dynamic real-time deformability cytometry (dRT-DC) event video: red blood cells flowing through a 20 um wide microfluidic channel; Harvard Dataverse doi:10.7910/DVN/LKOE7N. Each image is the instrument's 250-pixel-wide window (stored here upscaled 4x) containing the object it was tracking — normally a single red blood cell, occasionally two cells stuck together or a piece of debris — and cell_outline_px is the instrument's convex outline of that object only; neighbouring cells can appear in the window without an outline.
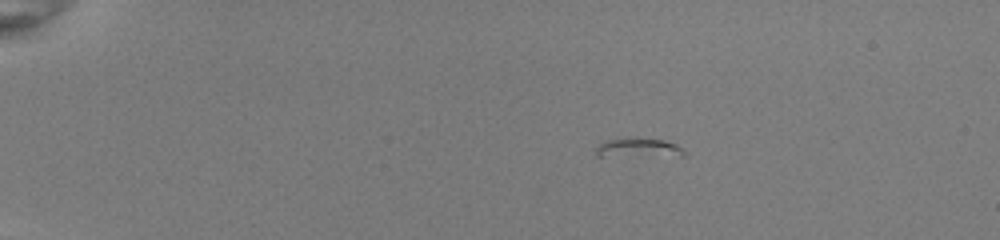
{"species": "common noctule bat (a hibernating species)", "species_latin": "Nyctalus noctula", "temperature_condition": "room temperature", "stored_images_in_passage": 43, "camera_frame_rate_fps": 3000, "um_per_image_px": 0.085, "animal": {"sex": "female", "body_mass_g": 22.0, "forearm_length_mm": 56.7}, "frame": {"image": 1, "passage_image": 1, "time_ms": 0.0, "image_size_px": [1000, 240], "cell_outline_px": [[688, 156], [596, 156], [596, 148], [604, 140], [632, 136], [664, 140], [676, 144], [684, 148]], "centroid_in_image_um": [54.31, 12.55], "position_along_channel_um": 30.7, "area_um2": 10.4}}
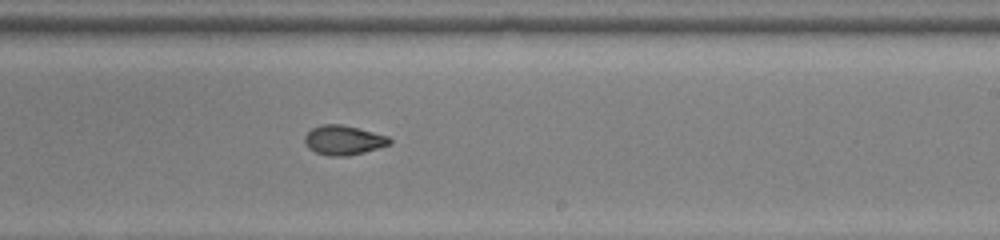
{"frame": {"image": 2, "passage_image": 25, "time_ms": 8.0, "image_size_px": [1000, 240], "cell_outline_px": [[392, 144], [364, 152], [348, 156], [328, 156], [316, 152], [308, 148], [304, 140], [304, 136], [312, 128], [320, 124], [340, 124], [388, 136], [392, 140]], "centroid_in_image_um": [29.19, 11.92], "position_along_channel_um": 259.8, "area_um2": 14.57}}
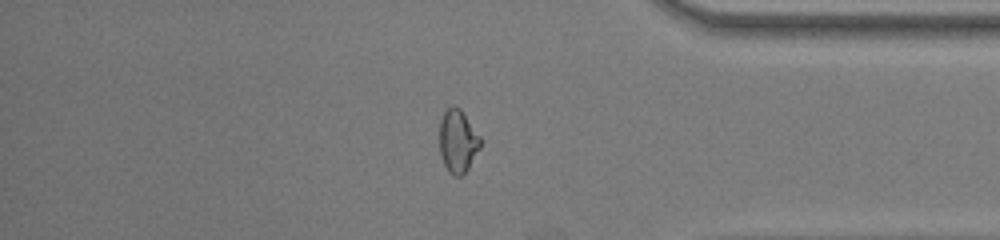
{"frame": {"image": 3, "passage_image": 36, "time_ms": 11.667, "image_size_px": [1000, 240], "cell_outline_px": [[480, 148], [468, 168], [460, 176], [452, 176], [448, 172], [440, 156], [440, 120], [444, 112], [452, 104], [456, 104], [460, 108], [480, 136]], "centroid_in_image_um": [38.9, 11.98], "position_along_channel_um": 396.3, "area_um2": 15.03}, "authors_computed_cell_mechanics": {"area_um2": 15.1436, "velocity_mm_per_s": 4.0285, "shape_relaxation_time_tau1_ms": null, "shape_relaxation_time_tau2_ms": 1.7929, "deformation_change_tau1": null, "deformation_change_tau2": 0.0675}}